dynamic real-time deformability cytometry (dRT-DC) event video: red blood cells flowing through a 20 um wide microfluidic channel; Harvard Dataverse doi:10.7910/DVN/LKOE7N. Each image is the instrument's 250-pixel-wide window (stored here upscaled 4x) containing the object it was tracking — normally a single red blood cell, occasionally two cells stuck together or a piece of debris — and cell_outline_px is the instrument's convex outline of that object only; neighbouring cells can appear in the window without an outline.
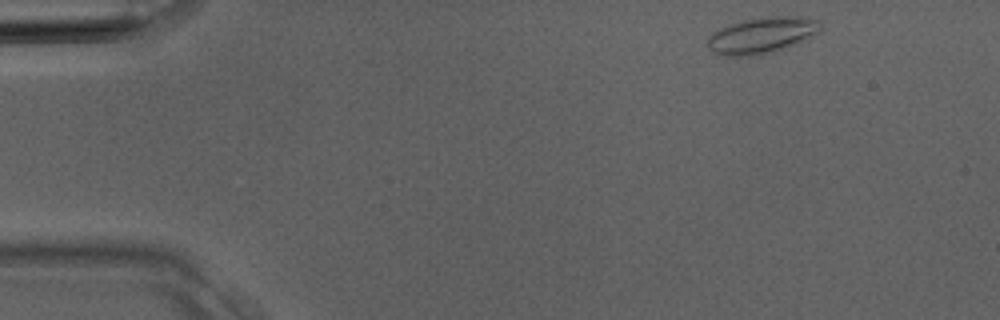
{"species": "Egyptian fruit bat (a non-hibernating species)", "species_latin": "Rousettus aegyptiacus", "temperature_condition": "room temperature", "stored_images_in_passage": 4, "camera_frame_rate_fps": 3000, "um_per_image_px": 0.085, "animal": {"sex": "male"}, "frame": {"image": 1, "passage_image": 1, "time_ms": 0.0, "image_size_px": [1000, 320], "cell_outline_px": [[820, 32], [788, 48], [772, 52], [748, 56], [728, 56], [712, 52], [708, 48], [708, 36], [732, 24], [748, 20], [788, 16], [820, 20]], "centroid_in_image_um": [64.79, 3.04], "position_along_channel_um": 20.2, "area_um2": 23.06}}